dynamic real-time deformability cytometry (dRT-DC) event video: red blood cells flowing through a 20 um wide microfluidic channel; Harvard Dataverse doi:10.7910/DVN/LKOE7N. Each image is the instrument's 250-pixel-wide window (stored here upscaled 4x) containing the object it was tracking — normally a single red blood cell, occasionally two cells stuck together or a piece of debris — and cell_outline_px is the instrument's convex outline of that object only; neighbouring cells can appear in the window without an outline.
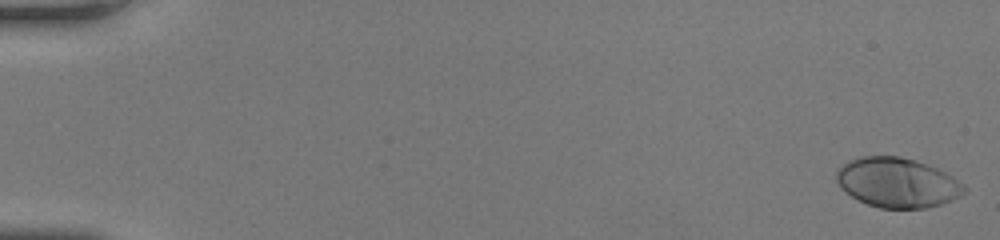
{"species": "human", "species_latin": "Homo sapiens", "temperature_condition": "room temperature", "stored_images_in_passage": 50, "camera_frame_rate_fps": 3000, "um_per_image_px": 0.085, "donor": {"sex": "female"}, "frame": {"image": 1, "passage_image": 1, "time_ms": 0.0, "image_size_px": [1000, 240], "cell_outline_px": [[968, 192], [960, 196], [940, 204], [924, 208], [880, 208], [868, 204], [852, 196], [840, 188], [836, 180], [836, 172], [848, 160], [860, 156], [900, 156], [916, 160], [936, 168], [952, 176], [964, 184], [968, 188]], "centroid_in_image_um": [76.28, 15.51], "position_along_channel_um": 8.7, "area_um2": 36.99}}
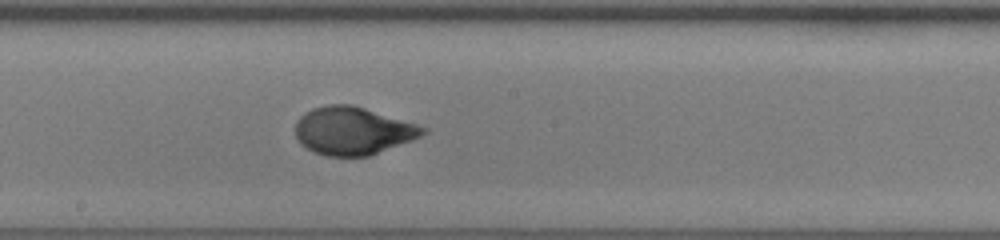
{"frame": {"image": 2, "passage_image": 29, "time_ms": 9.333, "image_size_px": [1000, 240], "cell_outline_px": [[428, 132], [412, 140], [368, 156], [328, 156], [316, 152], [300, 144], [296, 136], [296, 120], [300, 116], [312, 108], [328, 104], [352, 104], [416, 124], [428, 128]], "centroid_in_image_um": [29.98, 11.11], "position_along_channel_um": 218.2, "area_um2": 35.32}}
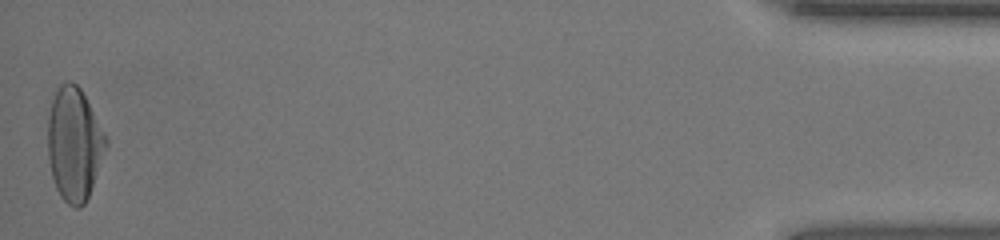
{"frame": {"image": 3, "passage_image": 50, "time_ms": 16.333, "image_size_px": [1000, 240], "cell_outline_px": [[108, 144], [88, 196], [84, 204], [80, 208], [76, 208], [68, 204], [60, 196], [56, 188], [52, 176], [48, 160], [48, 116], [52, 100], [56, 88], [60, 84], [68, 80], [72, 80], [80, 88], [104, 132], [108, 140]], "centroid_in_image_um": [6.29, 12.23], "position_along_channel_um": 428.9, "area_um2": 38.21}, "authors_computed_cell_mechanics": {"area_um2": 35.4603, "velocity_mm_per_s": 4.2526, "shape_relaxation_time_tau1_ms": 3.6892, "shape_relaxation_time_tau2_ms": null, "deformation_change_tau1": 0.197, "deformation_change_tau2": null}}